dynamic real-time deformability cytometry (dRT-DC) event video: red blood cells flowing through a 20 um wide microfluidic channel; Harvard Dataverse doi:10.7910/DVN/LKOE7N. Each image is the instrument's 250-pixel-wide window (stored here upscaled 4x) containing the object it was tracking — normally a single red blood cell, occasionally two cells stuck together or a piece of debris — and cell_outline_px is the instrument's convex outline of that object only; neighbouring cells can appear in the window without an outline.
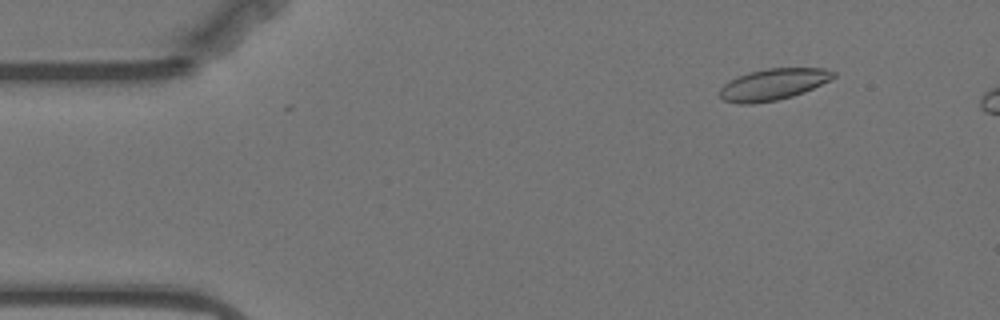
{"species": "Egyptian fruit bat (a non-hibernating species)", "species_latin": "Rousettus aegyptiacus", "temperature_condition": "warm", "stored_images_in_passage": 49, "camera_frame_rate_fps": 3000, "um_per_image_px": 0.085, "animal": {"sex": "female"}, "frame": {"image": 1, "passage_image": 2, "time_ms": 0.333, "image_size_px": [1000, 320], "cell_outline_px": [[836, 76], [804, 92], [792, 96], [776, 100], [752, 104], [740, 104], [724, 100], [720, 96], [720, 88], [728, 80], [748, 72], [768, 68], [824, 68], [836, 72]], "centroid_in_image_um": [65.69, 7.16], "position_along_channel_um": 19.3, "area_um2": 20.69}}
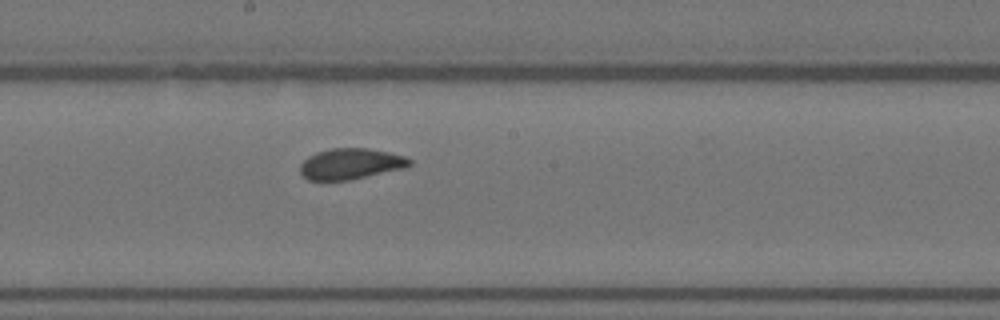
{"frame": {"image": 2, "passage_image": 26, "time_ms": 8.333, "image_size_px": [1000, 320], "cell_outline_px": [[412, 164], [408, 168], [352, 180], [308, 180], [300, 172], [300, 164], [308, 156], [316, 152], [332, 148], [368, 148], [388, 152], [404, 156], [412, 160]], "centroid_in_image_um": [29.85, 13.93], "position_along_channel_um": 218.4, "area_um2": 20.0}}
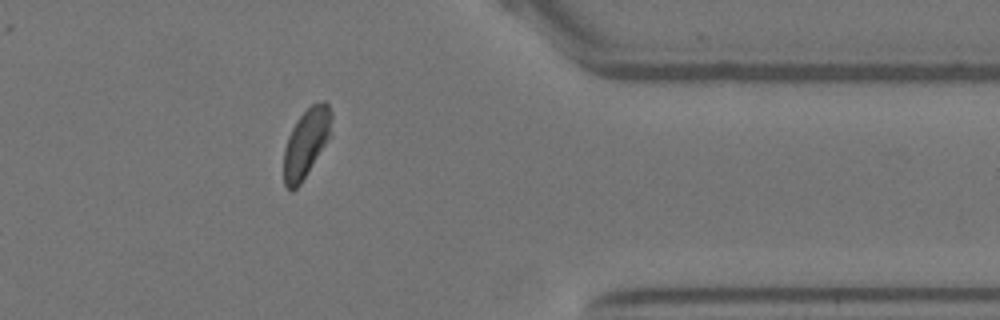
{"frame": {"image": 3, "passage_image": 42, "time_ms": 13.667, "image_size_px": [1000, 320], "cell_outline_px": [[332, 116], [328, 136], [324, 144], [300, 184], [292, 192], [284, 184], [284, 148], [288, 136], [296, 120], [312, 104], [324, 100], [328, 104], [332, 112]], "centroid_in_image_um": [25.99, 12.12], "position_along_channel_um": 385.4, "area_um2": 18.5}, "authors_computed_cell_mechanics": {"area_um2": 20.2878, "velocity_mm_per_s": 3.4979, "shape_relaxation_time_tau1_ms": 7.2331, "shape_relaxation_time_tau2_ms": 1.1102, "deformation_change_tau1": 0.1525, "deformation_change_tau2": 0.0414}}